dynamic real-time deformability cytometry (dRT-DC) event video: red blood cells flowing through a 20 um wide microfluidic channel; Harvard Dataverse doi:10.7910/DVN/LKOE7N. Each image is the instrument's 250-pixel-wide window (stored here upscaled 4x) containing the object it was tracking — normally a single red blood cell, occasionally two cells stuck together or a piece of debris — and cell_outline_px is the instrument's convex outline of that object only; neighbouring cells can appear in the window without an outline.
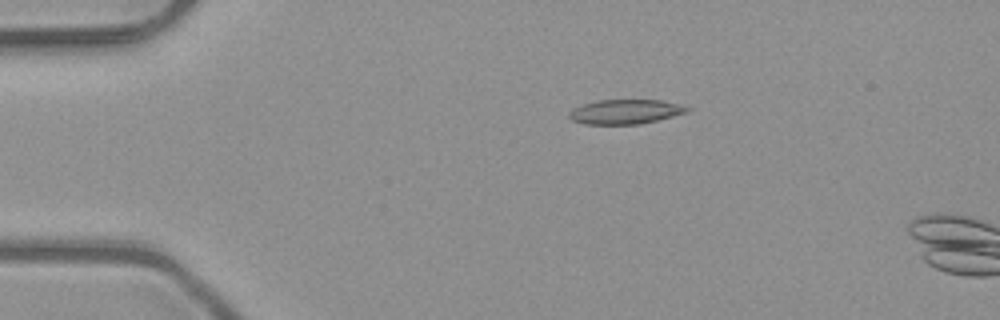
{"species": "common noctule bat (a hibernating species)", "species_latin": "Nyctalus noctula", "temperature_condition": "room temperature", "stored_images_in_passage": 5, "camera_frame_rate_fps": 3000, "um_per_image_px": 0.085, "animal": {"sex": "male", "body_mass_g": 23.1, "forearm_length_mm": 52.7}, "frame": {"image": 1, "passage_image": 4, "time_ms": 1.0, "image_size_px": [1000, 320], "cell_outline_px": [[692, 108], [688, 112], [640, 124], [584, 124], [572, 120], [568, 116], [568, 112], [572, 108], [596, 100], [660, 100], [680, 104]], "centroid_in_image_um": [53.14, 9.49], "position_along_channel_um": 31.9, "area_um2": 16.88}}